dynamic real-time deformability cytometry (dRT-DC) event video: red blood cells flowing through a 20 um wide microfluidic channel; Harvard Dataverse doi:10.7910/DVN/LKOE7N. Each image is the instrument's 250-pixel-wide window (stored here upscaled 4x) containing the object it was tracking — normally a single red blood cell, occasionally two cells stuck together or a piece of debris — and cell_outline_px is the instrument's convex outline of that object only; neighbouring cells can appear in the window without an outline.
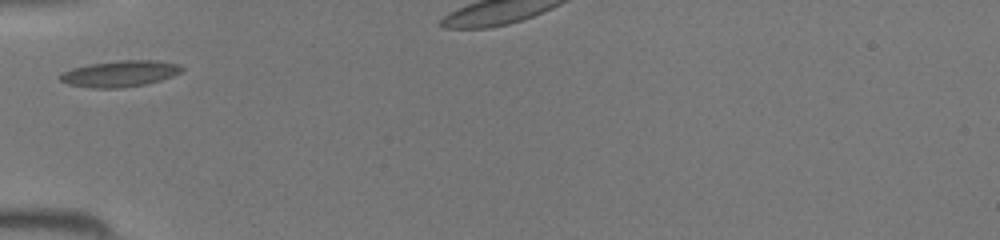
{"species": "common noctule bat (a hibernating species)", "species_latin": "Nyctalus noctula", "temperature_condition": "room temperature", "stored_images_in_passage": 23, "camera_frame_rate_fps": 3000, "um_per_image_px": 0.085, "animal": {"sex": "female", "body_mass_g": 19.5, "forearm_length_mm": 54.1}, "frame": {"image": 1, "passage_image": 1, "time_ms": 0.0, "image_size_px": [1000, 240], "cell_outline_px": [[184, 68], [180, 72], [172, 76], [160, 80], [144, 84], [120, 88], [92, 88], [68, 84], [60, 80], [60, 76], [64, 72], [72, 68], [88, 64], [120, 60], [160, 60], [180, 64]], "centroid_in_image_um": [10.22, 6.25], "position_along_channel_um": 74.8, "area_um2": 18.55}}
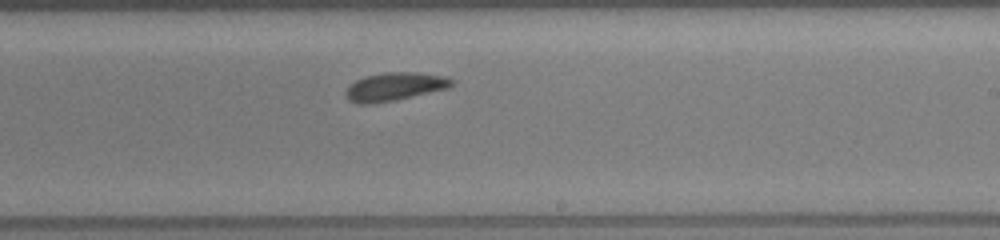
{"frame": {"image": 2, "passage_image": 13, "time_ms": 4.0, "image_size_px": [1000, 240], "cell_outline_px": [[456, 80], [448, 88], [396, 100], [372, 104], [360, 104], [348, 100], [344, 92], [348, 84], [356, 80], [368, 76], [384, 72], [416, 72], [444, 76]], "centroid_in_image_um": [33.52, 7.37], "position_along_channel_um": 255.5, "area_um2": 17.51}}
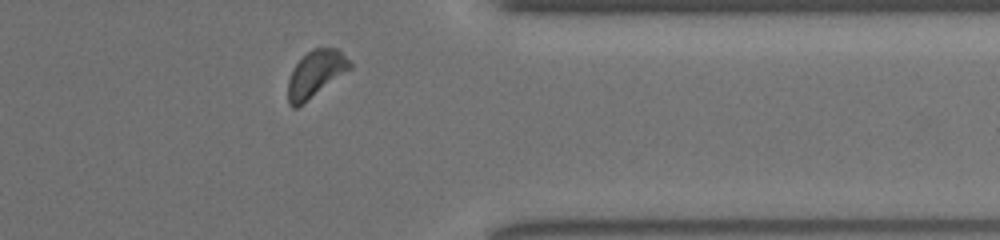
{"frame": {"image": 3, "passage_image": 22, "time_ms": 7.0, "image_size_px": [1000, 240], "cell_outline_px": [[352, 68], [296, 108], [292, 108], [288, 104], [288, 80], [292, 68], [312, 48], [336, 48], [352, 64]], "centroid_in_image_um": [26.8, 6.28], "position_along_channel_um": 384.6, "area_um2": 16.47}}